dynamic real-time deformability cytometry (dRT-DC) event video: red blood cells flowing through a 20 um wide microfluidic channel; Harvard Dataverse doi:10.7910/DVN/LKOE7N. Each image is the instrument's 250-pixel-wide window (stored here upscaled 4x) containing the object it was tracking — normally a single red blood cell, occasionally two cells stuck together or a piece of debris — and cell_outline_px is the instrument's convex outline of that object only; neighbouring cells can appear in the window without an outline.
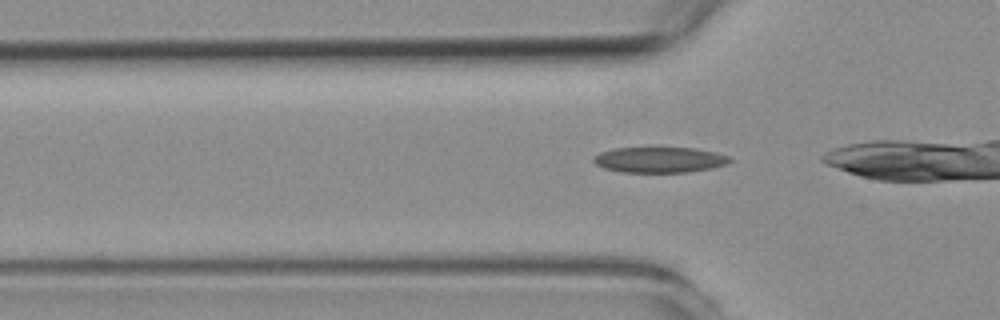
{"species": "common noctule bat (a hibernating species)", "species_latin": "Nyctalus noctula", "temperature_condition": "room temperature", "stored_images_in_passage": 9, "camera_frame_rate_fps": 3000, "um_per_image_px": 0.085, "animal": {"sex": "female", "body_mass_g": 19.3, "forearm_length_mm": 54.1}, "frame": {"image": 1, "passage_image": 4, "time_ms": 1.0, "image_size_px": [1000, 320], "cell_outline_px": [[732, 160], [728, 164], [712, 168], [688, 172], [624, 172], [604, 168], [596, 164], [592, 160], [592, 156], [600, 152], [612, 148], [696, 148], [728, 156]], "centroid_in_image_um": [56.03, 13.58], "position_along_channel_um": 69.8, "area_um2": 20.29}}